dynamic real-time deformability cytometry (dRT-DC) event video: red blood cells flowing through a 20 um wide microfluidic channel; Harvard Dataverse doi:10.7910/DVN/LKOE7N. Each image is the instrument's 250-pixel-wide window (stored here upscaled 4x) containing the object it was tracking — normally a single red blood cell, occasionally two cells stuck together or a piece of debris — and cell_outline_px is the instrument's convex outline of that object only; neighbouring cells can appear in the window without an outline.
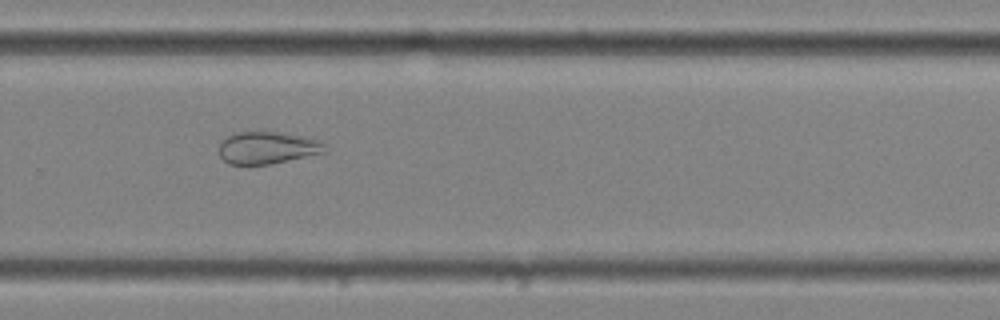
{"species": "common noctule bat (a hibernating species)", "species_latin": "Nyctalus noctula", "temperature_condition": "cold", "stored_images_in_passage": 43, "camera_frame_rate_fps": 3000, "um_per_image_px": 0.085, "animal": {"sex": "female", "body_mass_g": 25.1}, "frame": {"image": 1, "passage_image": 25, "time_ms": 8.0, "image_size_px": [1000, 320], "cell_outline_px": [[324, 152], [268, 164], [228, 164], [220, 156], [220, 140], [232, 132], [276, 132], [320, 140], [324, 144]], "centroid_in_image_um": [22.64, 12.55], "position_along_channel_um": 307.2, "area_um2": 19.48}, "authors_computed_cell_mechanics": {"area_um2": 23.9292, "velocity_mm_per_s": 3.5617, "shape_relaxation_time_tau1_ms": null, "shape_relaxation_time_tau2_ms": 2.9803, "deformation_change_tau1": null, "deformation_change_tau2": 0.0897}}